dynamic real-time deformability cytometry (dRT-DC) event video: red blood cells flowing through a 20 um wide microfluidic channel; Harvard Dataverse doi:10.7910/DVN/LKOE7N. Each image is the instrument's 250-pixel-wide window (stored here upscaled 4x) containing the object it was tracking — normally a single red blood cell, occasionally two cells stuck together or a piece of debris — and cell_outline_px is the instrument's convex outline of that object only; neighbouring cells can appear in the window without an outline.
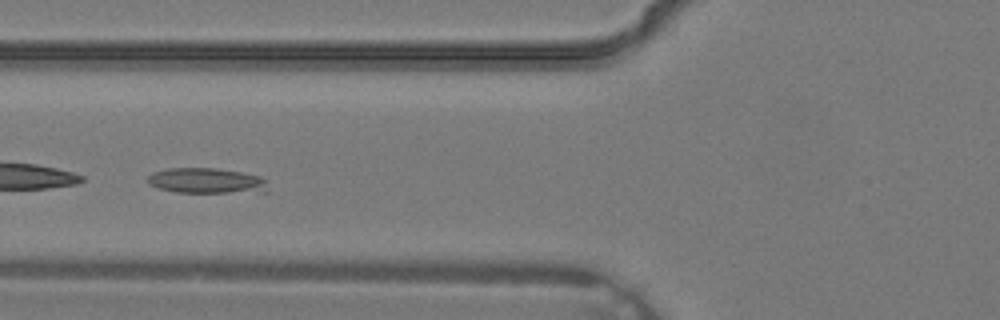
{"species": "common noctule bat (a hibernating species)", "species_latin": "Nyctalus noctula", "temperature_condition": "warm", "stored_images_in_passage": 5, "camera_frame_rate_fps": 3000, "um_per_image_px": 0.085, "animal": {"sex": "male", "body_mass_g": 19.2, "forearm_length_mm": 51.8}, "frame": {"image": 1, "passage_image": 5, "time_ms": 1.333, "image_size_px": [1000, 320], "cell_outline_px": [[268, 192], [176, 192], [156, 188], [148, 184], [148, 176], [152, 172], [168, 168], [216, 168], [240, 172], [260, 176], [264, 180]], "centroid_in_image_um": [17.5, 15.36], "position_along_channel_um": 108.3, "area_um2": 17.74}}